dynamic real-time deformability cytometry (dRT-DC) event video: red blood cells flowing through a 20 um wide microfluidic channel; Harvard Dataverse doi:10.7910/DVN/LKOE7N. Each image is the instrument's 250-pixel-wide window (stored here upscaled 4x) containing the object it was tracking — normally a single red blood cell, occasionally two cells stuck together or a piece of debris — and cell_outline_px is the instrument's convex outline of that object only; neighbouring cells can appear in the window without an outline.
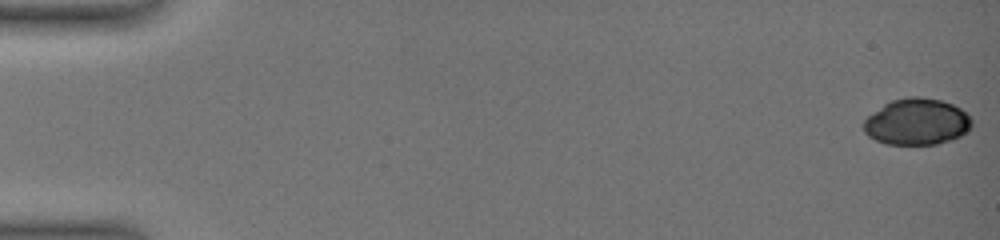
{"species": "common noctule bat (a hibernating species)", "species_latin": "Nyctalus noctula", "temperature_condition": "warm", "stored_images_in_passage": 31, "camera_frame_rate_fps": 3000, "um_per_image_px": 0.085, "animal": {"sex": "female", "body_mass_g": 19.0, "forearm_length_mm": 51.5}, "frame": {"image": 1, "passage_image": 1, "time_ms": 0.0, "image_size_px": [1000, 240], "cell_outline_px": [[972, 128], [968, 132], [952, 140], [936, 144], [888, 144], [876, 140], [868, 136], [864, 132], [864, 120], [868, 116], [884, 104], [892, 100], [908, 96], [920, 96], [940, 100], [952, 104], [960, 108], [972, 120]], "centroid_in_image_um": [77.95, 10.35], "position_along_channel_um": 7.1, "area_um2": 29.3}}
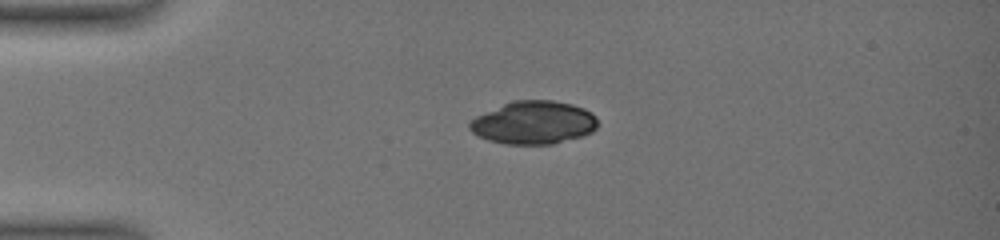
{"frame": {"image": 2, "passage_image": 21, "time_ms": 4.667, "image_size_px": [1000, 240], "cell_outline_px": [[596, 128], [592, 132], [580, 136], [552, 144], [504, 144], [488, 140], [476, 136], [468, 128], [468, 124], [476, 116], [512, 100], [552, 100], [572, 104], [584, 108], [592, 112], [596, 116]], "centroid_in_image_um": [45.33, 10.42], "position_along_channel_um": 39.7, "area_um2": 32.14}}